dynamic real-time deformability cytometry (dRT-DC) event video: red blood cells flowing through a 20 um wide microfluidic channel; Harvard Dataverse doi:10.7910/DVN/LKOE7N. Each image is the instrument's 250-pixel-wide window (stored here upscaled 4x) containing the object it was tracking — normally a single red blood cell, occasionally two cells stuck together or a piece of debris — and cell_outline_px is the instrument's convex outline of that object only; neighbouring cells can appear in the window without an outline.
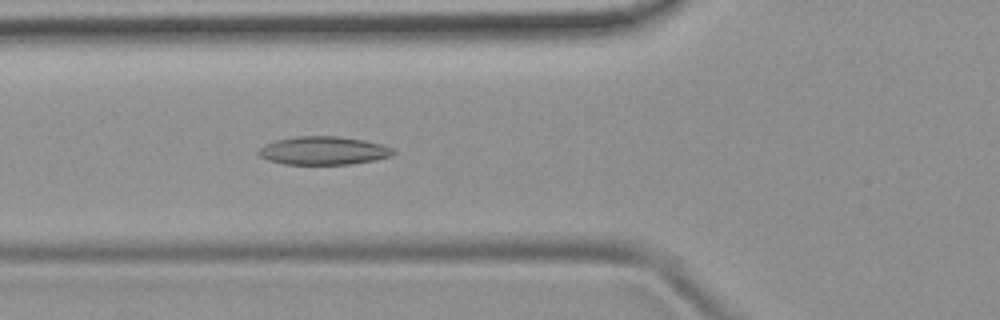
{"species": "common noctule bat (a hibernating species)", "species_latin": "Nyctalus noctula", "temperature_condition": "room temperature", "stored_images_in_passage": 39, "camera_frame_rate_fps": 3000, "um_per_image_px": 0.085, "animal": {"sex": "female", "body_mass_g": 19.9}, "frame": {"image": 1, "passage_image": 6, "time_ms": 1.667, "image_size_px": [1000, 320], "cell_outline_px": [[396, 152], [392, 156], [376, 160], [352, 164], [284, 164], [268, 160], [260, 156], [256, 152], [264, 144], [276, 140], [296, 136], [336, 136], [364, 140], [380, 144], [392, 148]], "centroid_in_image_um": [27.49, 12.8], "position_along_channel_um": 98.3, "area_um2": 22.25}}
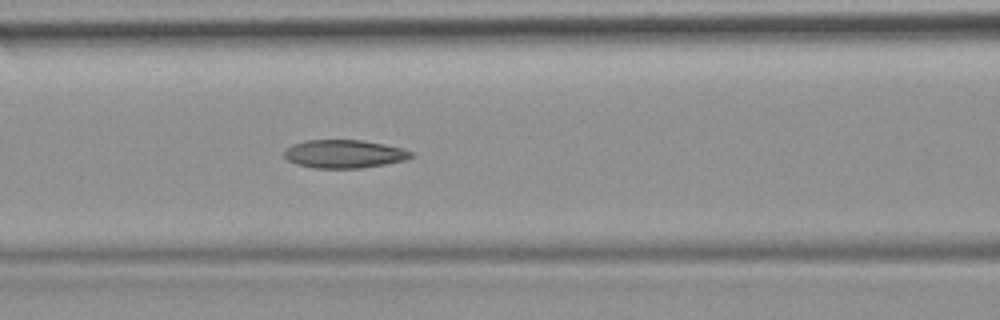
{"frame": {"image": 2, "passage_image": 9, "time_ms": 2.667, "image_size_px": [1000, 320], "cell_outline_px": [[412, 156], [408, 160], [360, 168], [312, 168], [296, 164], [288, 160], [284, 156], [284, 152], [292, 144], [304, 140], [360, 140], [384, 144], [404, 148], [412, 152]], "centroid_in_image_um": [29.26, 13.08], "position_along_channel_um": 137.3, "area_um2": 20.92}}
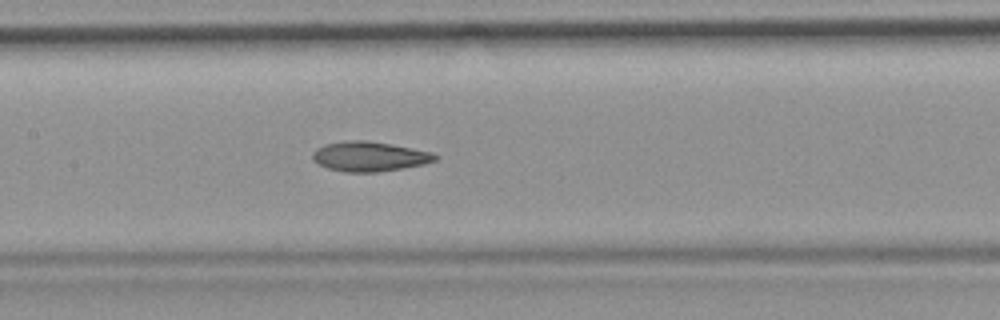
{"frame": {"image": 3, "passage_image": 12, "time_ms": 3.667, "image_size_px": [1000, 320], "cell_outline_px": [[440, 156], [436, 160], [424, 164], [376, 172], [344, 172], [328, 168], [316, 164], [312, 160], [312, 152], [316, 148], [324, 144], [348, 140], [364, 140], [392, 144], [432, 152]], "centroid_in_image_um": [31.36, 13.29], "position_along_channel_um": 176.0, "area_um2": 21.39}, "authors_computed_cell_mechanics": {"area_um2": 21.2126, "velocity_mm_per_s": 3.8649, "shape_relaxation_time_tau1_ms": null, "shape_relaxation_time_tau2_ms": 2.5023, "deformation_change_tau1": null, "deformation_change_tau2": 0.1017}}